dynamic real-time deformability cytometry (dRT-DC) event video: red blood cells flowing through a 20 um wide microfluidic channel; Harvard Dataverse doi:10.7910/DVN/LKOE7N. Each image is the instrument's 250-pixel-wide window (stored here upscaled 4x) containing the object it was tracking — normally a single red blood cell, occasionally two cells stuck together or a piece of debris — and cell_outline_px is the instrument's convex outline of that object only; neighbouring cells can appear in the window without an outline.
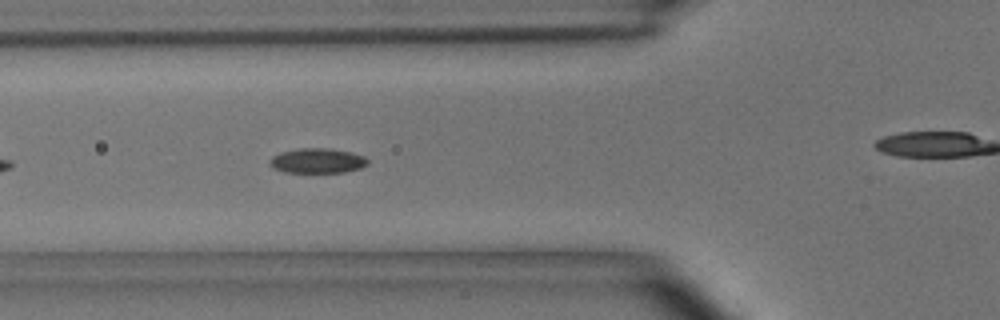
{"species": "common noctule bat (a hibernating species)", "species_latin": "Nyctalus noctula", "temperature_condition": "room temperature", "stored_images_in_passage": 43, "camera_frame_rate_fps": 3000, "um_per_image_px": 0.085, "animal": {"sex": "male", "body_mass_g": 15.6}, "frame": {"image": 1, "passage_image": 7, "time_ms": 2.0, "image_size_px": [1000, 320], "cell_outline_px": [[368, 164], [360, 168], [344, 172], [284, 172], [272, 168], [268, 164], [268, 160], [272, 156], [280, 152], [300, 148], [328, 148], [348, 152], [364, 156], [368, 160]], "centroid_in_image_um": [26.92, 13.66], "position_along_channel_um": 98.9, "area_um2": 14.22}}
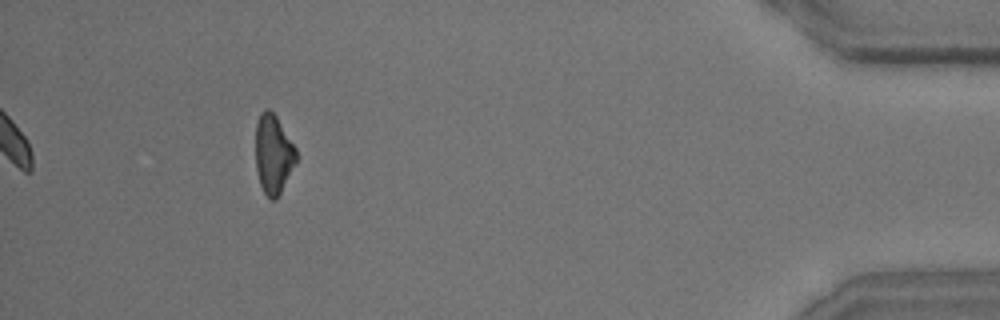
{"frame": {"image": 2, "passage_image": 43, "time_ms": 14.0, "image_size_px": [1000, 320], "cell_outline_px": [[296, 164], [276, 200], [268, 200], [260, 184], [256, 168], [256, 124], [260, 112], [264, 108], [268, 108], [276, 116], [296, 148]], "centroid_in_image_um": [23.23, 13.11], "position_along_channel_um": 412.0, "area_um2": 18.79}, "authors_computed_cell_mechanics": {"area_um2": 14.0454, "velocity_mm_per_s": 3.6527, "shape_relaxation_time_tau1_ms": 3.2421, "shape_relaxation_time_tau2_ms": 2.1568, "deformation_change_tau1": 0.0913, "deformation_change_tau2": 0.055}}